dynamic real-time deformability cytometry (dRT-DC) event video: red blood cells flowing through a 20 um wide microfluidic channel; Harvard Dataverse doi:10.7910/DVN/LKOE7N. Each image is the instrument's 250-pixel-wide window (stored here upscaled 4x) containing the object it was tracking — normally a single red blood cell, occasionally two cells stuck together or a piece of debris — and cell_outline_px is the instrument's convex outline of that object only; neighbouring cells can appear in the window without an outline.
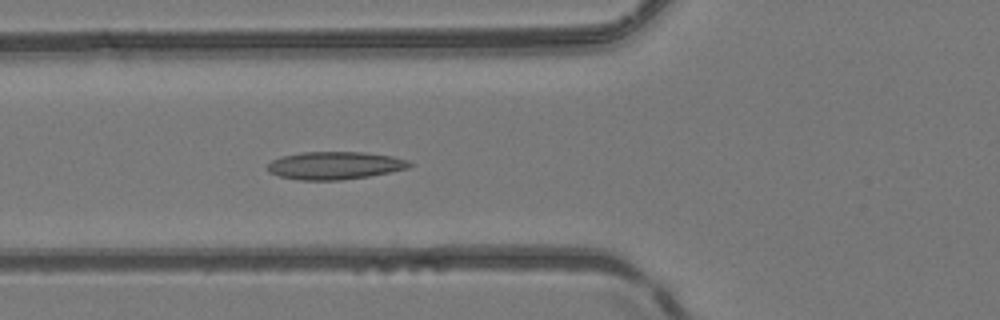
{"species": "common noctule bat (a hibernating species)", "species_latin": "Nyctalus noctula", "temperature_condition": "room temperature", "stored_images_in_passage": 50, "camera_frame_rate_fps": 3000, "um_per_image_px": 0.085, "animal": {"sex": "female", "body_mass_g": 24.6, "forearm_length_mm": 56.2}, "frame": {"image": 1, "passage_image": 19, "time_ms": 6.0, "image_size_px": [1000, 320], "cell_outline_px": [[416, 164], [408, 168], [392, 172], [368, 176], [340, 180], [300, 180], [280, 176], [268, 172], [264, 168], [272, 160], [280, 156], [300, 152], [364, 152], [392, 156], [408, 160]], "centroid_in_image_um": [28.46, 14.06], "position_along_channel_um": 97.3, "area_um2": 23.24}}
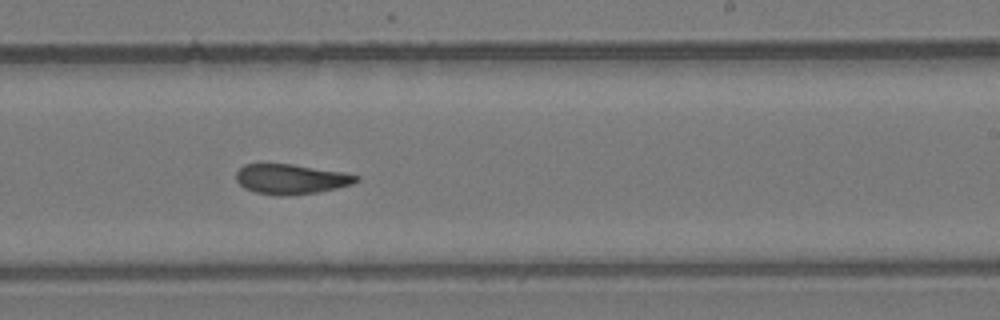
{"frame": {"image": 2, "passage_image": 31, "time_ms": 10.0, "image_size_px": [1000, 320], "cell_outline_px": [[360, 180], [352, 184], [336, 188], [316, 192], [284, 196], [276, 196], [256, 192], [244, 188], [236, 180], [236, 172], [244, 164], [292, 164], [344, 172], [360, 176]], "centroid_in_image_um": [24.74, 15.22], "position_along_channel_um": 264.3, "area_um2": 20.98}}
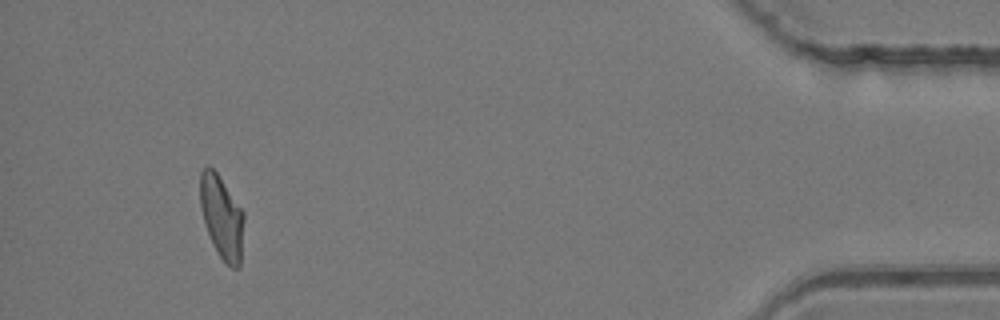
{"frame": {"image": 3, "passage_image": 47, "time_ms": 15.333, "image_size_px": [1000, 320], "cell_outline_px": [[244, 220], [240, 268], [232, 268], [220, 256], [212, 244], [200, 208], [200, 172], [208, 164], [216, 172], [244, 212]], "centroid_in_image_um": [18.85, 18.45], "position_along_channel_um": 416.4, "area_um2": 21.04}, "authors_computed_cell_mechanics": {"area_um2": 21.7328, "velocity_mm_per_s": 4.1597, "shape_relaxation_time_tau1_ms": null, "shape_relaxation_time_tau2_ms": 2.2024, "deformation_change_tau1": null, "deformation_change_tau2": 0.0757}}